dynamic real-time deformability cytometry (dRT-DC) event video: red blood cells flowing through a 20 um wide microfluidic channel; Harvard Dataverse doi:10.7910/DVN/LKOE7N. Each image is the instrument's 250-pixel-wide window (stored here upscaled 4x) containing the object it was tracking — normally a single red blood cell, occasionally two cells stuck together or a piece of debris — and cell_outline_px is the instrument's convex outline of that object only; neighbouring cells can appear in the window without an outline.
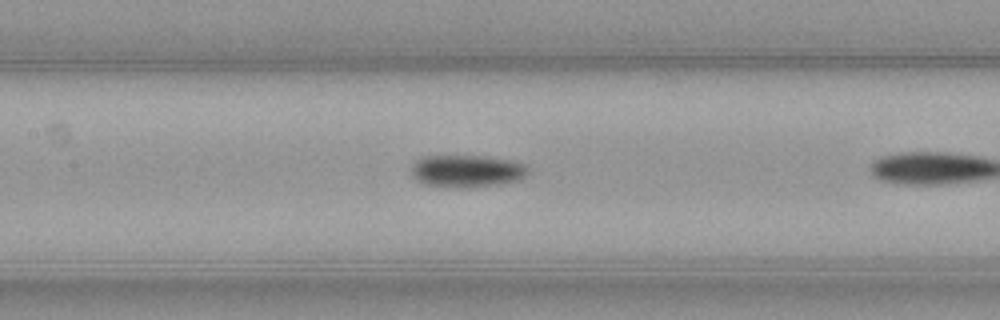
{"species": "common noctule bat (a hibernating species)", "species_latin": "Nyctalus noctula", "temperature_condition": "warm", "stored_images_in_passage": 17, "camera_frame_rate_fps": 3000, "um_per_image_px": 0.085, "animal": {"sex": "female", "body_mass_g": 21.9}, "frame": {"image": 1, "passage_image": 10, "time_ms": 3.0, "image_size_px": [1000, 320], "cell_outline_px": [[528, 172], [520, 180], [500, 184], [468, 188], [460, 188], [424, 184], [416, 180], [412, 176], [412, 164], [416, 160], [424, 156], [480, 156], [512, 160], [524, 164], [528, 168]], "centroid_in_image_um": [39.68, 14.55], "position_along_channel_um": 167.7, "area_um2": 22.08}}